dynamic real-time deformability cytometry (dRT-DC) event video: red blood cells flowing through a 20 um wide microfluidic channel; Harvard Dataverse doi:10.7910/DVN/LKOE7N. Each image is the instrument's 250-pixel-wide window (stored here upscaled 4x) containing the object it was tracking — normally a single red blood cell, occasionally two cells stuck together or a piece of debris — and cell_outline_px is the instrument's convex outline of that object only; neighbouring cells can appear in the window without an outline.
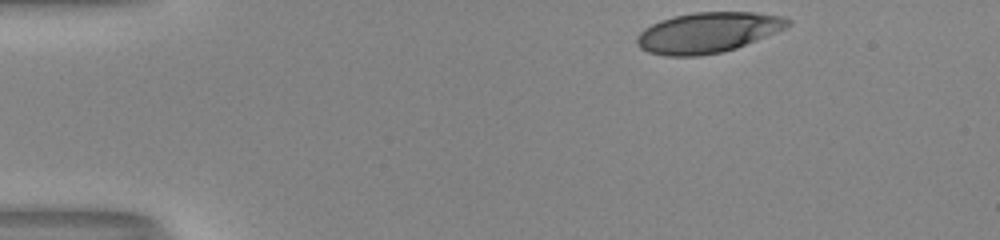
{"species": "human", "species_latin": "Homo sapiens", "temperature_condition": "room temperature", "stored_images_in_passage": 36, "camera_frame_rate_fps": 3000, "um_per_image_px": 0.085, "donor": {"sex": "male"}, "frame": {"image": 1, "passage_image": 1, "time_ms": 0.0, "image_size_px": [1000, 240], "cell_outline_px": [[792, 24], [784, 28], [756, 40], [736, 48], [720, 52], [700, 56], [664, 56], [648, 52], [640, 48], [636, 44], [636, 36], [644, 28], [660, 20], [672, 16], [692, 12], [756, 12], [784, 16], [792, 20]], "centroid_in_image_um": [60.14, 2.76], "position_along_channel_um": 24.9, "area_um2": 35.72}}
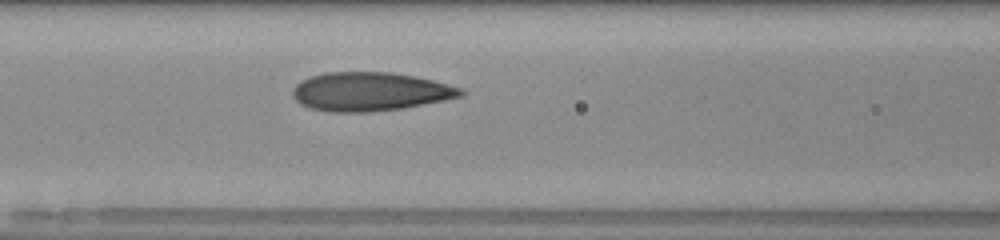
{"frame": {"image": 2, "passage_image": 16, "time_ms": 5.0, "image_size_px": [1000, 240], "cell_outline_px": [[464, 96], [444, 100], [400, 108], [368, 112], [328, 112], [308, 108], [300, 104], [292, 96], [292, 88], [300, 80], [324, 72], [392, 72], [416, 76], [448, 84], [460, 88], [464, 92]], "centroid_in_image_um": [31.4, 7.78], "position_along_channel_um": 135.2, "area_um2": 38.03}}
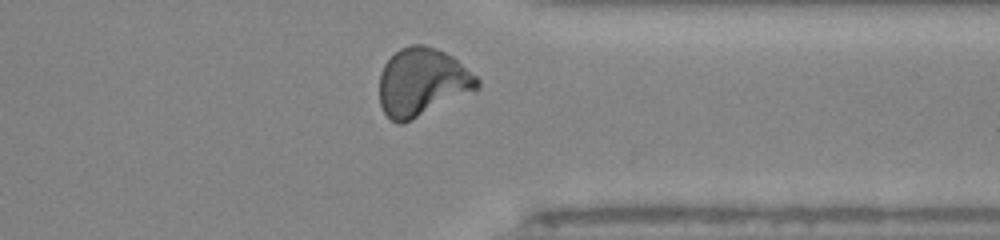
{"frame": {"image": 3, "passage_image": 34, "time_ms": 11.0, "image_size_px": [1000, 240], "cell_outline_px": [[480, 88], [404, 124], [396, 124], [384, 112], [380, 104], [380, 72], [384, 64], [400, 48], [412, 44], [424, 44], [436, 48], [452, 56], [476, 76], [480, 80]], "centroid_in_image_um": [35.88, 6.99], "position_along_channel_um": 375.5, "area_um2": 38.78}, "authors_computed_cell_mechanics": {"area_um2": 36.9342, "velocity_mm_per_s": 4.0587, "shape_relaxation_time_tau1_ms": 8.6696, "shape_relaxation_time_tau2_ms": 0.9909, "deformation_change_tau1": 0.2487, "deformation_change_tau2": 0.0663}}